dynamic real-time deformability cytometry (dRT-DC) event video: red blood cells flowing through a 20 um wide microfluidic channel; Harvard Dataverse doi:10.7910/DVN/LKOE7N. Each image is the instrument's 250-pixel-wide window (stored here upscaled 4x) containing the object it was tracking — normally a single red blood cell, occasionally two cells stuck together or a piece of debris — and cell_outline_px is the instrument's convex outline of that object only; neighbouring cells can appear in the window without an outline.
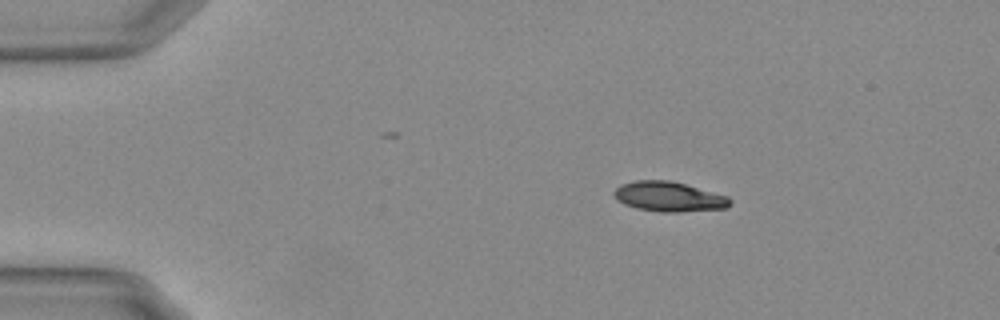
{"species": "Egyptian fruit bat (a non-hibernating species)", "species_latin": "Rousettus aegyptiacus", "temperature_condition": "warm", "stored_images_in_passage": 8, "camera_frame_rate_fps": 3000, "um_per_image_px": 0.085, "animal": {"sex": "female"}, "frame": {"image": 1, "passage_image": 1, "time_ms": 0.0, "image_size_px": [1000, 320], "cell_outline_px": [[732, 204], [724, 208], [680, 212], [660, 212], [636, 208], [624, 204], [616, 200], [612, 192], [620, 184], [636, 180], [668, 180], [684, 184], [728, 196], [732, 200]], "centroid_in_image_um": [56.82, 16.72], "position_along_channel_um": 28.2, "area_um2": 20.23}}